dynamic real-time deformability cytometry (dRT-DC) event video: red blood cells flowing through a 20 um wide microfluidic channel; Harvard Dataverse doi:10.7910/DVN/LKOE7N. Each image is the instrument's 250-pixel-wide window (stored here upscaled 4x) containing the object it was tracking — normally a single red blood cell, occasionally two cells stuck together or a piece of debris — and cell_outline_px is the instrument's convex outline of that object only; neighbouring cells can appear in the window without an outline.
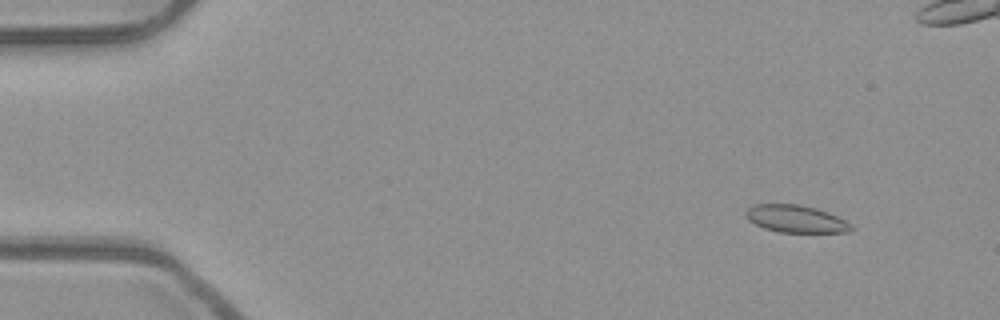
{"species": "common noctule bat (a hibernating species)", "species_latin": "Nyctalus noctula", "temperature_condition": "room temperature", "stored_images_in_passage": 55, "camera_frame_rate_fps": 3000, "um_per_image_px": 0.085, "animal": {"sex": "male", "body_mass_g": 23.1, "forearm_length_mm": 52.7}, "frame": {"image": 1, "passage_image": 6, "time_ms": 1.667, "image_size_px": [1000, 320], "cell_outline_px": [[852, 228], [848, 232], [780, 232], [764, 228], [748, 220], [744, 216], [744, 212], [752, 204], [796, 204], [816, 208], [828, 212], [852, 224]], "centroid_in_image_um": [67.6, 18.59], "position_along_channel_um": 17.4, "area_um2": 16.76}}
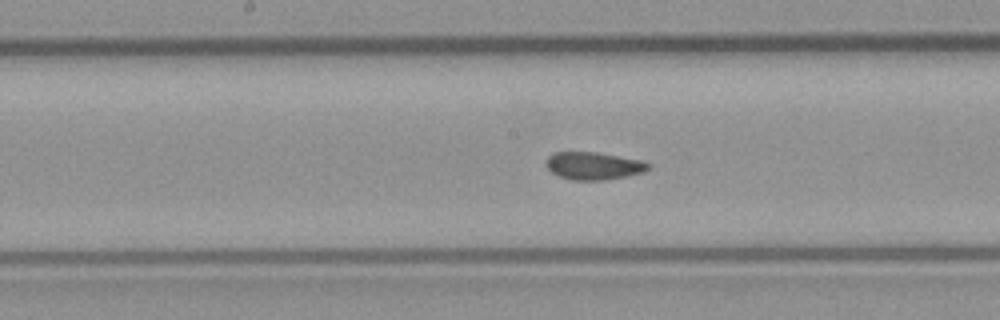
{"frame": {"image": 2, "passage_image": 28, "time_ms": 9.0, "image_size_px": [1000, 320], "cell_outline_px": [[652, 164], [644, 172], [628, 176], [604, 180], [572, 180], [560, 176], [552, 172], [548, 168], [548, 156], [552, 152], [596, 152], [640, 160]], "centroid_in_image_um": [50.48, 14.09], "position_along_channel_um": 197.7, "area_um2": 16.3}}
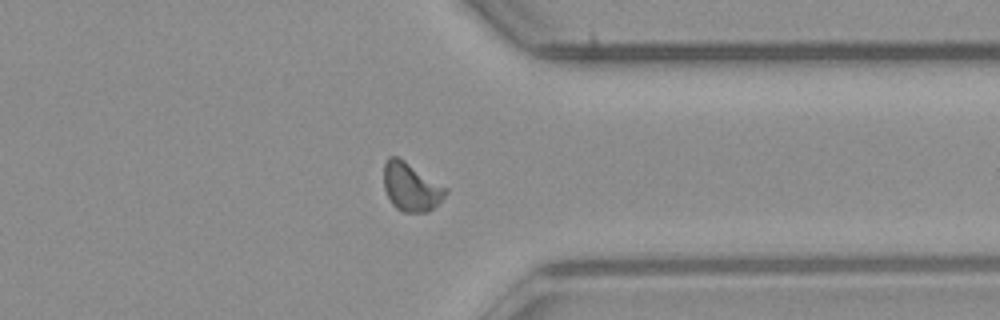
{"frame": {"image": 3, "passage_image": 42, "time_ms": 13.667, "image_size_px": [1000, 320], "cell_outline_px": [[448, 192], [428, 212], [404, 212], [396, 208], [392, 204], [384, 188], [384, 164], [388, 156], [396, 156], [404, 160], [448, 188]], "centroid_in_image_um": [34.92, 15.88], "position_along_channel_um": 376.5, "area_um2": 17.28}, "authors_computed_cell_mechanics": {"area_um2": 16.762, "velocity_mm_per_s": 3.9215, "shape_relaxation_time_tau1_ms": 8.7926, "shape_relaxation_time_tau2_ms": 1.0353, "deformation_change_tau1": 0.1507, "deformation_change_tau2": 0.0587}}